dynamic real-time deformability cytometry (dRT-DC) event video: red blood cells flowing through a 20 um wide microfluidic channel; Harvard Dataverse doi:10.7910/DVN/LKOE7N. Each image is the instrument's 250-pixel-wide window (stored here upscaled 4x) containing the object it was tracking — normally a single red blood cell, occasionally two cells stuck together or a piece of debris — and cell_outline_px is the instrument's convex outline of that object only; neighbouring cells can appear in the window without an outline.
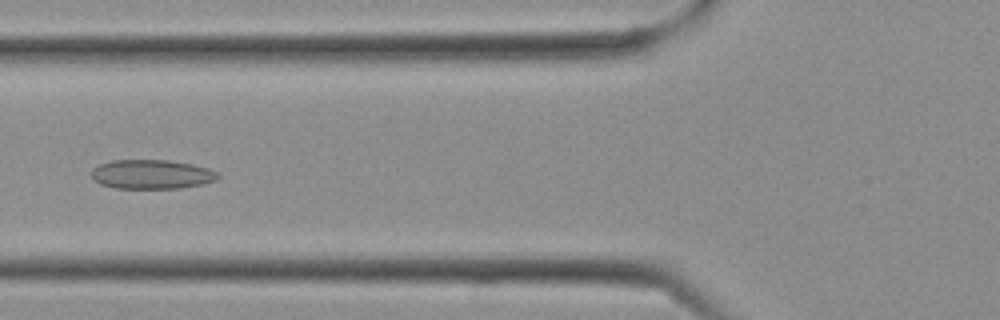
{"species": "Egyptian fruit bat (a non-hibernating species)", "species_latin": "Rousettus aegyptiacus", "temperature_condition": "cold", "stored_images_in_passage": 13, "camera_frame_rate_fps": 3000, "um_per_image_px": 0.085, "frame": {"image": 1, "passage_image": 10, "time_ms": 3.0, "image_size_px": [1000, 320], "cell_outline_px": [[220, 176], [216, 180], [204, 184], [180, 188], [116, 188], [100, 184], [92, 176], [92, 168], [100, 164], [112, 160], [168, 160], [192, 164], [208, 168], [220, 172]], "centroid_in_image_um": [12.94, 14.81], "position_along_channel_um": 112.9, "area_um2": 21.62}}
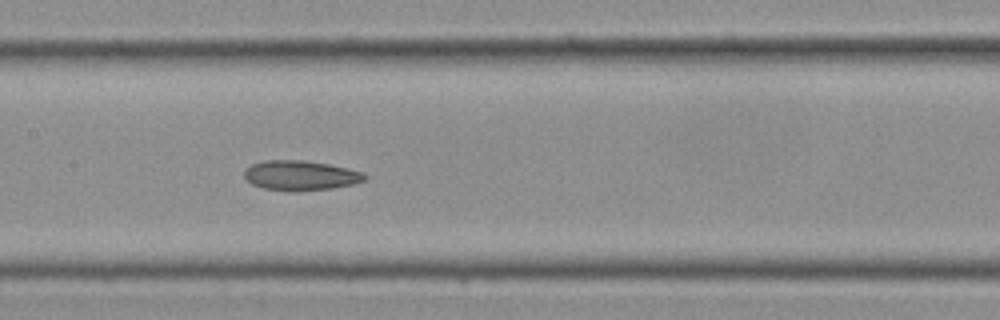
{"frame": {"image": 2, "passage_image": 13, "time_ms": 4.0, "image_size_px": [1000, 320], "cell_outline_px": [[368, 176], [364, 180], [352, 184], [332, 188], [292, 192], [264, 188], [252, 184], [244, 176], [244, 168], [252, 164], [264, 160], [300, 160], [328, 164], [348, 168], [364, 172]], "centroid_in_image_um": [25.53, 14.91], "position_along_channel_um": 181.9, "area_um2": 20.98}}